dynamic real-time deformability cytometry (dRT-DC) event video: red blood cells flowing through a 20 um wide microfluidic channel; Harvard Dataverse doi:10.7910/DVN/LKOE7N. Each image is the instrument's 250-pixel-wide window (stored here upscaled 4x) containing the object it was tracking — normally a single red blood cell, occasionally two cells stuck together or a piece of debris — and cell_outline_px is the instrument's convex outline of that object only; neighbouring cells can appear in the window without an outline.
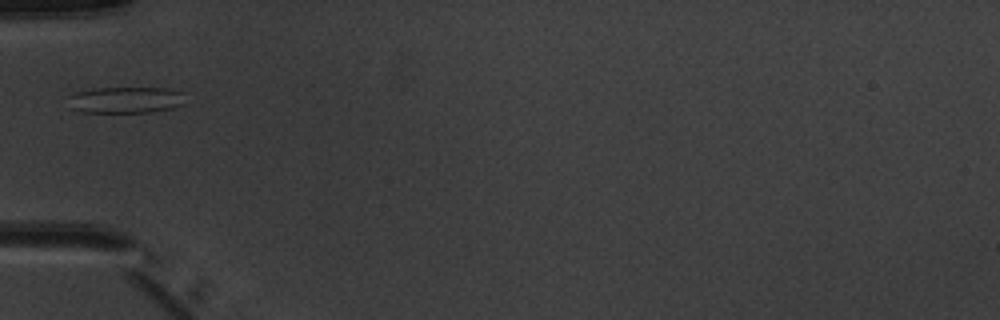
{"species": "common noctule bat (a hibernating species)", "species_latin": "Nyctalus noctula", "temperature_condition": "warm", "stored_images_in_passage": 1, "camera_frame_rate_fps": 3000, "um_per_image_px": 0.085, "animal": {"sex": "male", "body_mass_g": 20.1, "forearm_length_mm": 53.5}, "frame": {"image": 1, "passage_image": 1, "time_ms": 0.0, "image_size_px": [1000, 320], "cell_outline_px": [[184, 104], [172, 108], [152, 112], [84, 112], [68, 108], [68, 96], [76, 92], [92, 88], [168, 88], [184, 92]], "centroid_in_image_um": [10.67, 8.49], "position_along_channel_um": 74.3, "area_um2": 18.26}}